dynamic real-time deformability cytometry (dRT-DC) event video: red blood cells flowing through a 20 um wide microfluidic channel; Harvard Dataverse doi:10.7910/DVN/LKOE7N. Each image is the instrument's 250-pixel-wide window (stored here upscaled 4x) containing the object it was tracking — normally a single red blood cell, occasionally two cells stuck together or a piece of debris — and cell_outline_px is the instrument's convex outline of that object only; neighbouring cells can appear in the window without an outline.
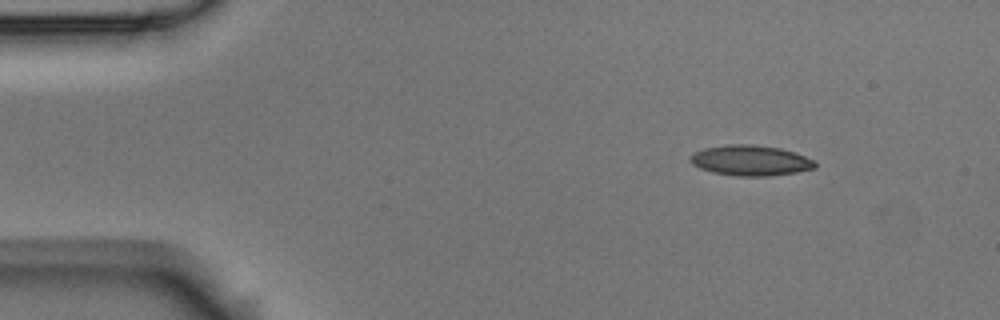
{"species": "Egyptian fruit bat (a non-hibernating species)", "species_latin": "Rousettus aegyptiacus", "temperature_condition": "room temperature", "stored_images_in_passage": 4, "camera_frame_rate_fps": 3000, "um_per_image_px": 0.085, "animal": {"sex": "male"}, "frame": {"image": 1, "passage_image": 4, "time_ms": 1.0, "image_size_px": [1000, 320], "cell_outline_px": [[816, 168], [796, 172], [768, 176], [736, 176], [712, 172], [700, 168], [692, 164], [688, 160], [688, 156], [704, 148], [728, 144], [752, 144], [780, 148], [816, 160]], "centroid_in_image_um": [63.77, 13.64], "position_along_channel_um": 21.2, "area_um2": 22.2}}